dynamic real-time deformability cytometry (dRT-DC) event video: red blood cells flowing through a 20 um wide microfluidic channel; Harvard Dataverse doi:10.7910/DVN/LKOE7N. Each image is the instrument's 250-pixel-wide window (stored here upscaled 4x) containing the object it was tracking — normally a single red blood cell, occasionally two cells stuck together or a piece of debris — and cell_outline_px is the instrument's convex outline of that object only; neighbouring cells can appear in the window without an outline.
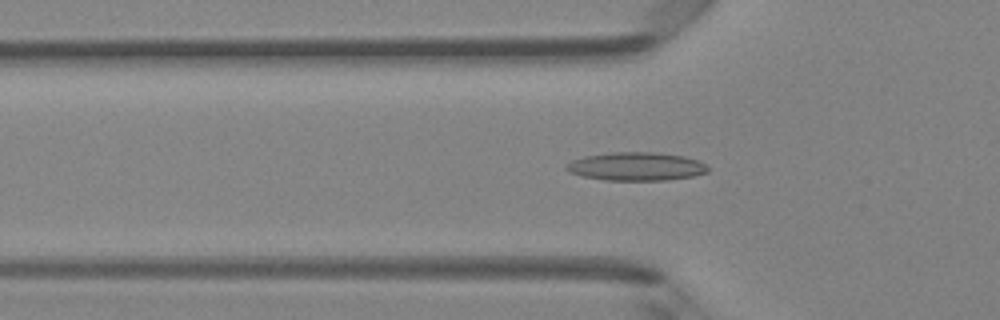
{"species": "Egyptian fruit bat (a non-hibernating species)", "species_latin": "Rousettus aegyptiacus", "temperature_condition": "room temperature", "stored_images_in_passage": 47, "camera_frame_rate_fps": 3000, "um_per_image_px": 0.085, "animal": {"sex": "female"}, "frame": {"image": 1, "passage_image": 15, "time_ms": 4.667, "image_size_px": [1000, 320], "cell_outline_px": [[708, 172], [692, 176], [664, 180], [604, 180], [584, 176], [568, 172], [564, 168], [572, 160], [584, 156], [612, 152], [660, 152], [684, 156], [696, 160], [704, 164], [708, 168]], "centroid_in_image_um": [54.06, 14.14], "position_along_channel_um": 71.7, "area_um2": 23.29}}
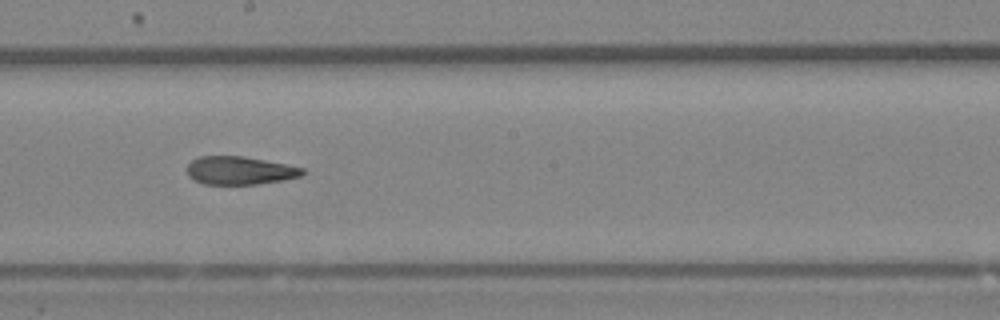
{"frame": {"image": 2, "passage_image": 26, "time_ms": 8.333, "image_size_px": [1000, 320], "cell_outline_px": [[304, 172], [300, 176], [280, 180], [256, 184], [204, 184], [192, 180], [188, 176], [188, 164], [192, 160], [200, 156], [244, 156], [304, 168]], "centroid_in_image_um": [20.32, 14.49], "position_along_channel_um": 227.9, "area_um2": 18.73}}
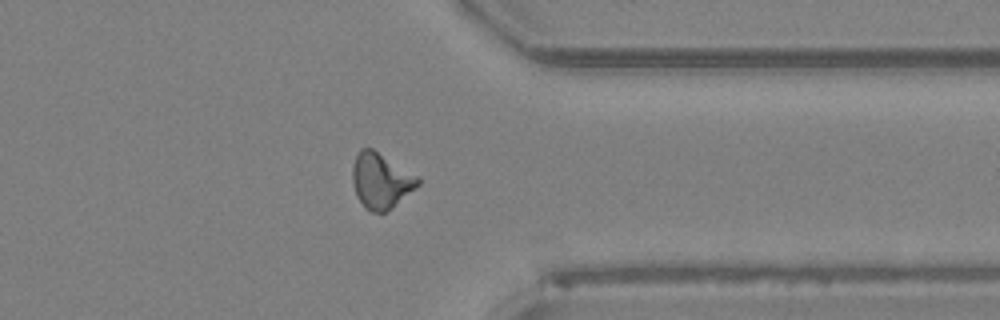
{"frame": {"image": 3, "passage_image": 37, "time_ms": 12.0, "image_size_px": [1000, 320], "cell_outline_px": [[420, 184], [416, 188], [392, 208], [384, 212], [372, 212], [364, 208], [356, 196], [352, 184], [352, 168], [356, 156], [360, 148], [372, 148], [420, 176]], "centroid_in_image_um": [32.38, 15.36], "position_along_channel_um": 379.0, "area_um2": 21.44}, "authors_computed_cell_mechanics": {"area_um2": 20.2878, "velocity_mm_per_s": 4.2561, "shape_relaxation_time_tau1_ms": null, "shape_relaxation_time_tau2_ms": 4.2495, "deformation_change_tau1": null, "deformation_change_tau2": 0.1439}}